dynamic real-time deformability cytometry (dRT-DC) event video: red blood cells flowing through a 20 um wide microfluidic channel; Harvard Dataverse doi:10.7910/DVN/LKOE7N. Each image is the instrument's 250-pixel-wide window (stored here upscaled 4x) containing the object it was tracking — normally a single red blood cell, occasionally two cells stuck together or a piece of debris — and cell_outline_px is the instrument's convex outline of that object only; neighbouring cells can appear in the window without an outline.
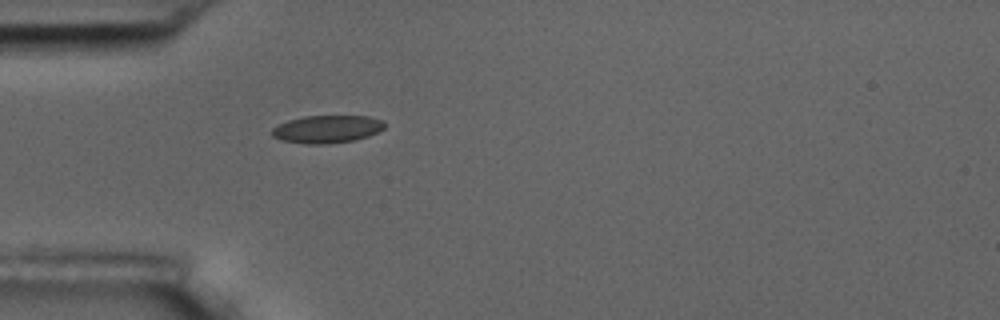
{"species": "common noctule bat (a hibernating species)", "species_latin": "Nyctalus noctula", "temperature_condition": "room temperature", "stored_images_in_passage": 1, "camera_frame_rate_fps": 3000, "um_per_image_px": 0.085, "animal": {"sex": "male", "body_mass_g": 17.5, "forearm_length_mm": 52.3}, "frame": {"image": 1, "passage_image": 1, "time_ms": 0.0, "image_size_px": [1000, 320], "cell_outline_px": [[384, 128], [380, 132], [368, 136], [352, 140], [328, 144], [308, 144], [280, 140], [272, 136], [272, 128], [288, 120], [304, 116], [368, 116], [384, 120]], "centroid_in_image_um": [27.81, 10.97], "position_along_channel_um": 57.2, "area_um2": 18.21}}